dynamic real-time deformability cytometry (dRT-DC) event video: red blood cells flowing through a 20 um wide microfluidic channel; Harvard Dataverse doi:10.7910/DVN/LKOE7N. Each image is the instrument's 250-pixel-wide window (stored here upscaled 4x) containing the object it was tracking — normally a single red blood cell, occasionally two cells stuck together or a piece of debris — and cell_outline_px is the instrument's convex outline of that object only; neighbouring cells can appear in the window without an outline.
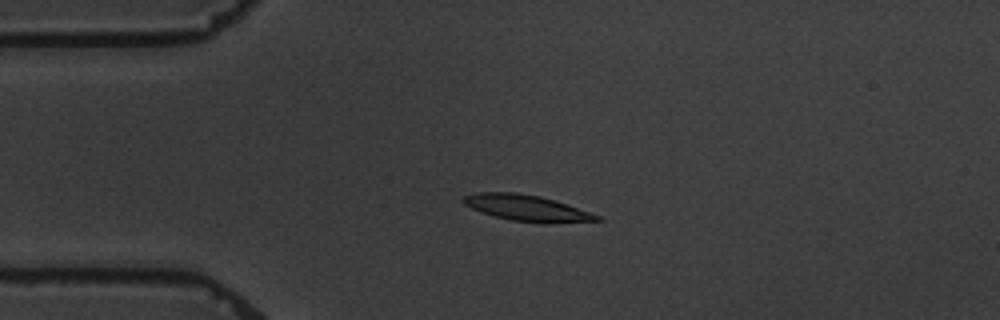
{"species": "common noctule bat (a hibernating species)", "species_latin": "Nyctalus noctula", "temperature_condition": "warm", "stored_images_in_passage": 3, "camera_frame_rate_fps": 3000, "um_per_image_px": 0.085, "animal": {"sex": "male", "body_mass_g": 19.5, "forearm_length_mm": 54.6}, "frame": {"image": 1, "passage_image": 2, "time_ms": 2.0, "image_size_px": [1000, 320], "cell_outline_px": [[604, 220], [512, 220], [496, 216], [472, 208], [464, 204], [460, 200], [464, 196], [476, 192], [516, 192], [540, 196], [604, 216]], "centroid_in_image_um": [44.68, 17.61], "position_along_channel_um": 40.3, "area_um2": 19.02}}